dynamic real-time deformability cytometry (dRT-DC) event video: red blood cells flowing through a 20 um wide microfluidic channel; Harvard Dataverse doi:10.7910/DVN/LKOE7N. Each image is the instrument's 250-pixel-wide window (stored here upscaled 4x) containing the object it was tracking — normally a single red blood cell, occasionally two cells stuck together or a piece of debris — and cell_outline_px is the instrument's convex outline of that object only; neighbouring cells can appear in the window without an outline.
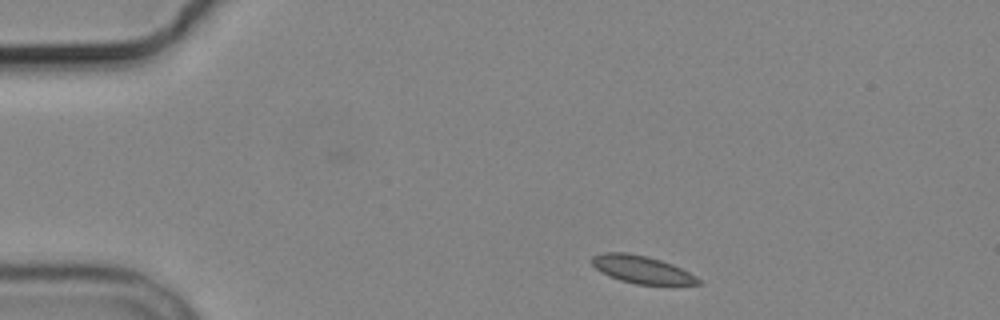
{"species": "common noctule bat (a hibernating species)", "species_latin": "Nyctalus noctula", "temperature_condition": "cold", "stored_images_in_passage": 3, "camera_frame_rate_fps": 3000, "um_per_image_px": 0.085, "animal": {"sex": "male", "body_mass_g": 19.2, "forearm_length_mm": 51.8}, "frame": {"image": 1, "passage_image": 1, "time_ms": 0.0, "image_size_px": [1000, 320], "cell_outline_px": [[704, 284], [636, 284], [620, 280], [600, 272], [588, 260], [592, 256], [604, 252], [628, 252], [648, 256], [672, 264], [696, 276]], "centroid_in_image_um": [54.5, 22.89], "position_along_channel_um": 30.5, "area_um2": 17.11}}